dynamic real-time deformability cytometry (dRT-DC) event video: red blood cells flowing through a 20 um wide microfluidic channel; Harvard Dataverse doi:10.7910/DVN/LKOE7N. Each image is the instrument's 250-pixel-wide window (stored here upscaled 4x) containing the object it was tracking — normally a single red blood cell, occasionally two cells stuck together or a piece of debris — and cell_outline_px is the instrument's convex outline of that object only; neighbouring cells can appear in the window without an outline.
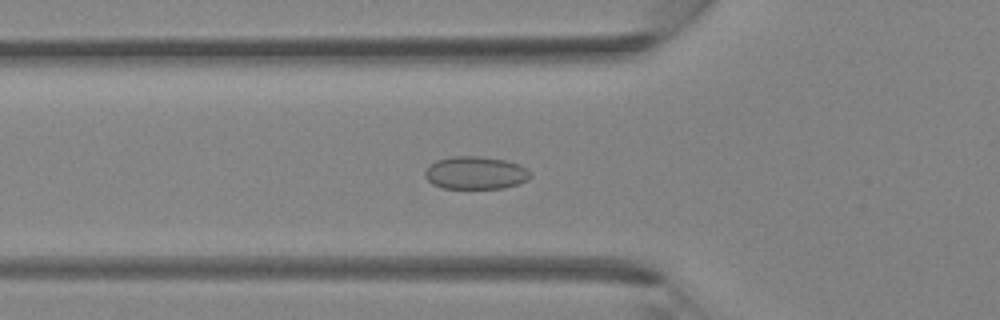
{"species": "Egyptian fruit bat (a non-hibernating species)", "species_latin": "Rousettus aegyptiacus", "temperature_condition": "room temperature", "stored_images_in_passage": 39, "camera_frame_rate_fps": 3000, "um_per_image_px": 0.085, "animal": {"sex": "female"}, "frame": {"image": 1, "passage_image": 13, "time_ms": 4.0, "image_size_px": [1000, 320], "cell_outline_px": [[532, 176], [528, 180], [504, 188], [444, 188], [432, 184], [424, 176], [424, 172], [428, 164], [436, 160], [452, 156], [480, 156], [504, 160], [520, 164], [528, 168]], "centroid_in_image_um": [40.41, 14.68], "position_along_channel_um": 85.4, "area_um2": 20.35}}
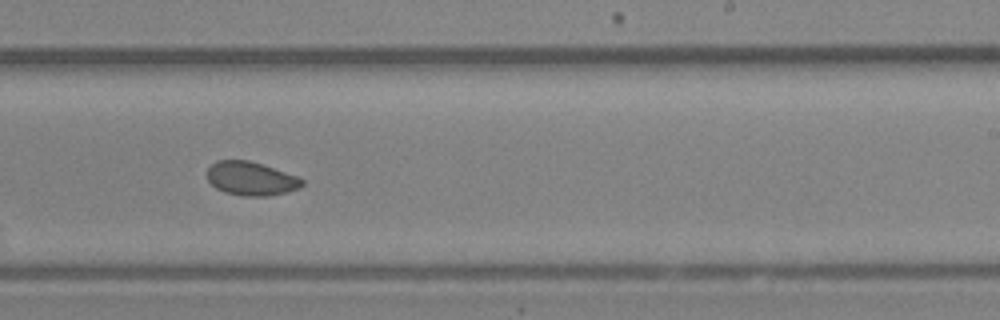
{"frame": {"image": 2, "passage_image": 24, "time_ms": 7.667, "image_size_px": [1000, 320], "cell_outline_px": [[304, 184], [300, 188], [268, 196], [244, 196], [224, 192], [216, 188], [208, 180], [208, 168], [216, 160], [248, 160], [296, 176], [304, 180]], "centroid_in_image_um": [21.32, 15.19], "position_along_channel_um": 267.7, "area_um2": 18.38}}
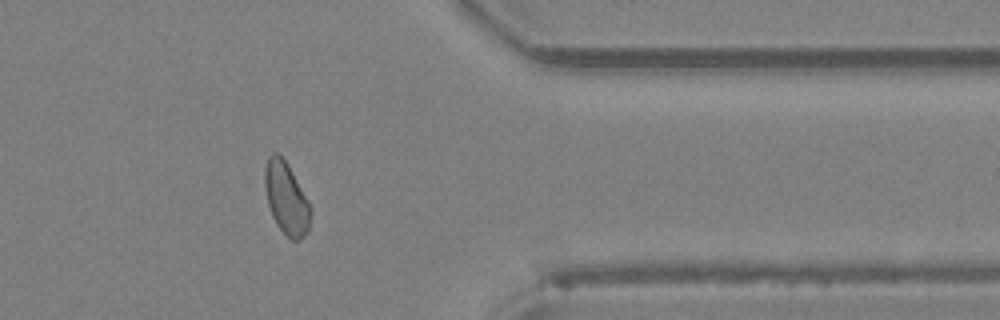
{"frame": {"image": 3, "passage_image": 32, "time_ms": 10.333, "image_size_px": [1000, 320], "cell_outline_px": [[312, 212], [308, 232], [300, 240], [292, 240], [276, 224], [272, 216], [268, 204], [264, 188], [264, 168], [268, 156], [272, 152], [276, 152], [288, 164], [308, 200], [312, 208]], "centroid_in_image_um": [24.34, 16.85], "position_along_channel_um": 387.1, "area_um2": 19.42}}